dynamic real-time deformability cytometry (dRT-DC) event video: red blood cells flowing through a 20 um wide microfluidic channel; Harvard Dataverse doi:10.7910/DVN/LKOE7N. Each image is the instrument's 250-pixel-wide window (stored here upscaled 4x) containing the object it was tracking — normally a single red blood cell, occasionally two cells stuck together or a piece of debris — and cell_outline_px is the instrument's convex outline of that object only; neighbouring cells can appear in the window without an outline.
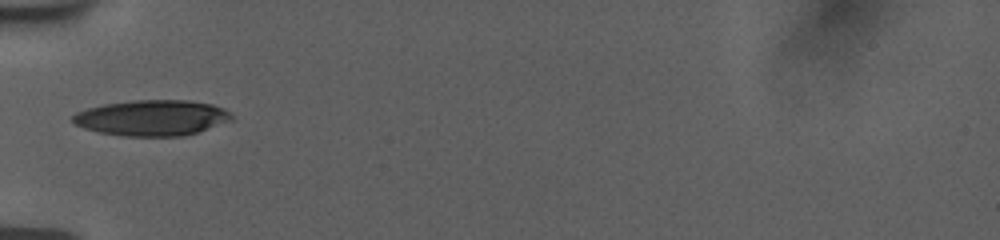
{"species": "human", "species_latin": "Homo sapiens", "temperature_condition": "room temperature", "stored_images_in_passage": 36, "camera_frame_rate_fps": 3000, "um_per_image_px": 0.085, "donor": {"sex": "female"}, "frame": {"image": 1, "passage_image": 1, "time_ms": 0.0, "image_size_px": [1000, 240], "cell_outline_px": [[232, 120], [184, 136], [124, 136], [100, 132], [84, 128], [76, 124], [72, 120], [72, 116], [76, 112], [88, 108], [104, 104], [132, 100], [188, 100], [212, 104], [224, 108], [232, 116]], "centroid_in_image_um": [12.91, 10.01], "position_along_channel_um": 72.1, "area_um2": 32.89}}
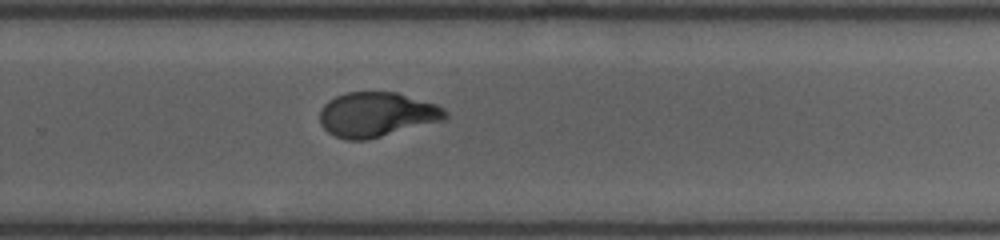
{"frame": {"image": 2, "passage_image": 19, "time_ms": 6.0, "image_size_px": [1000, 240], "cell_outline_px": [[448, 116], [444, 120], [364, 140], [348, 140], [336, 136], [328, 132], [320, 124], [320, 108], [328, 100], [336, 96], [348, 92], [396, 92], [436, 104], [444, 108], [448, 112]], "centroid_in_image_um": [32.01, 9.72], "position_along_channel_um": 297.8, "area_um2": 32.48}}
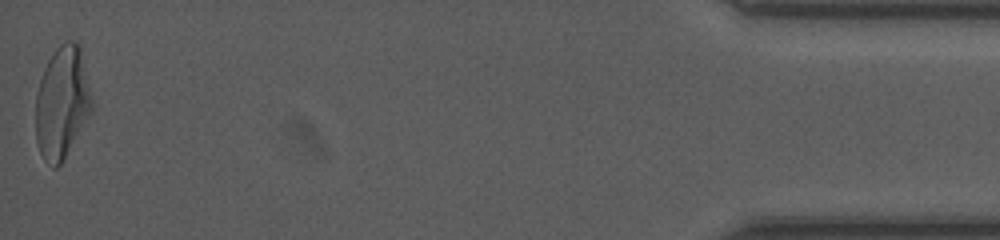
{"frame": {"image": 3, "passage_image": 36, "time_ms": 11.667, "image_size_px": [1000, 240], "cell_outline_px": [[92, 112], [60, 164], [56, 168], [52, 168], [44, 160], [40, 152], [36, 140], [36, 96], [40, 80], [44, 68], [52, 52], [64, 40], [72, 40], [80, 44], [92, 100]], "centroid_in_image_um": [5.27, 8.7], "position_along_channel_um": 429.9, "area_um2": 36.65}, "authors_computed_cell_mechanics": {"area_um2": 33.1772, "velocity_mm_per_s": 3.7764, "shape_relaxation_time_tau1_ms": 5.9923, "shape_relaxation_time_tau2_ms": 0.9337, "deformation_change_tau1": 0.1945, "deformation_change_tau2": 0.0615}}